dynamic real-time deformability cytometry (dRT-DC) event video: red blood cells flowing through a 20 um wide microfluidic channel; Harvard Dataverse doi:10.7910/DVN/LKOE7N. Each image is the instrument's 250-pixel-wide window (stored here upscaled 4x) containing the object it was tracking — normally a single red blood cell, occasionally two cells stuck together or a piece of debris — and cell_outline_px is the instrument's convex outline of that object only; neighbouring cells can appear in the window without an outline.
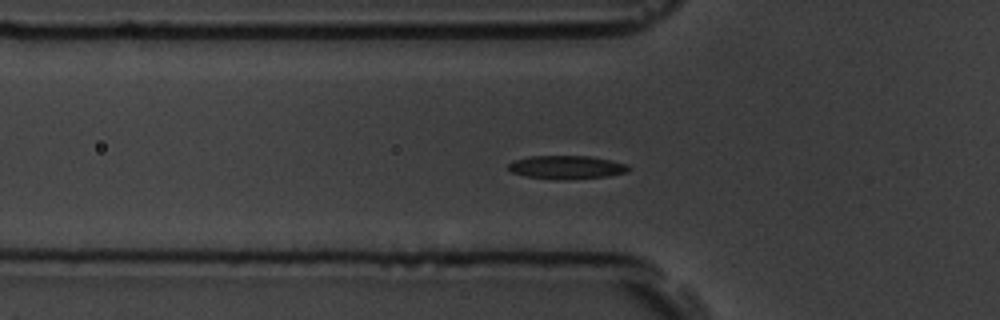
{"species": "common noctule bat (a hibernating species)", "species_latin": "Nyctalus noctula", "temperature_condition": "room temperature", "stored_images_in_passage": 44, "camera_frame_rate_fps": 3000, "um_per_image_px": 0.085, "animal": {"sex": "male", "body_mass_g": 19.5, "forearm_length_mm": 54.6}, "frame": {"image": 1, "passage_image": 4, "time_ms": 1.0, "image_size_px": [1000, 320], "cell_outline_px": [[632, 168], [628, 172], [608, 176], [560, 180], [528, 176], [512, 172], [508, 168], [508, 164], [512, 160], [528, 156], [592, 156], [612, 160], [628, 164]], "centroid_in_image_um": [48.2, 14.2], "position_along_channel_um": 77.6, "area_um2": 16.53}}
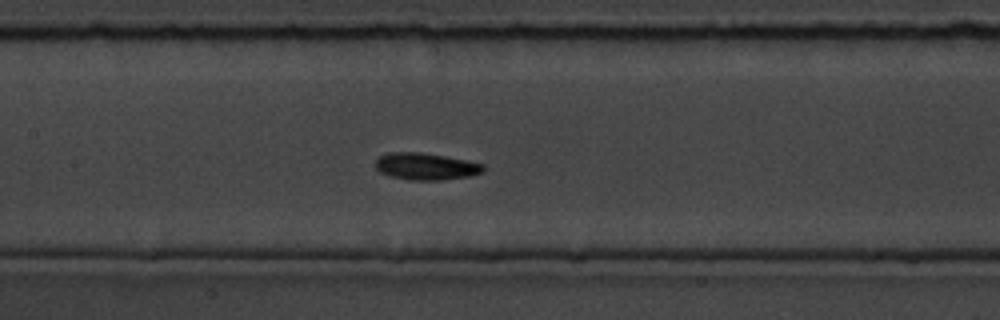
{"frame": {"image": 2, "passage_image": 12, "time_ms": 3.667, "image_size_px": [1000, 320], "cell_outline_px": [[484, 172], [468, 176], [440, 180], [412, 180], [392, 176], [380, 172], [376, 168], [376, 160], [380, 156], [388, 152], [420, 152], [444, 156], [484, 164]], "centroid_in_image_um": [36.19, 14.14], "position_along_channel_um": 171.2, "area_um2": 16.7}}
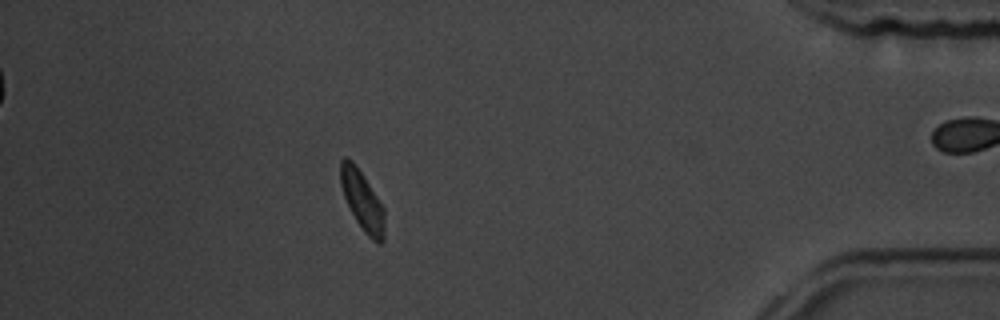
{"frame": {"image": 3, "passage_image": 36, "time_ms": 11.667, "image_size_px": [1000, 320], "cell_outline_px": [[384, 240], [380, 244], [376, 244], [364, 232], [356, 220], [344, 196], [340, 184], [340, 160], [344, 156], [348, 156], [352, 160], [384, 208]], "centroid_in_image_um": [30.78, 17.07], "position_along_channel_um": 404.4, "area_um2": 15.09}, "authors_computed_cell_mechanics": {"area_um2": 16.2418, "velocity_mm_per_s": 3.4969, "shape_relaxation_time_tau1_ms": 2.3332, "shape_relaxation_time_tau2_ms": null, "deformation_change_tau1": 0.1204, "deformation_change_tau2": null}}